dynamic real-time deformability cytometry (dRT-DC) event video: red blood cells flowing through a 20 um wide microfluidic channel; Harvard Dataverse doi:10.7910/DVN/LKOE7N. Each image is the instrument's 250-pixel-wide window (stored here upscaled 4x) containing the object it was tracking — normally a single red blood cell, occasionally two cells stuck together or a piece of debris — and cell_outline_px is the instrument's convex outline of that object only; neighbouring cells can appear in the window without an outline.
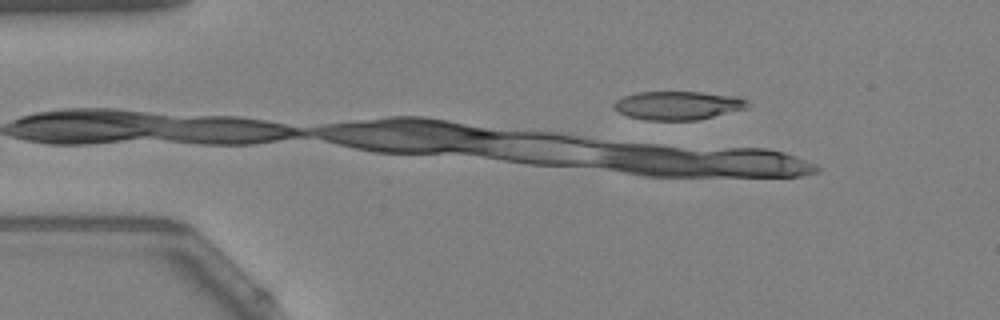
{"species": "Egyptian fruit bat (a non-hibernating species)", "species_latin": "Rousettus aegyptiacus", "temperature_condition": "warm", "stored_images_in_passage": 4, "camera_frame_rate_fps": 3000, "um_per_image_px": 0.085, "animal": {"sex": "female"}, "frame": {"image": 1, "passage_image": 3, "time_ms": 0.667, "image_size_px": [1000, 320], "cell_outline_px": [[748, 108], [700, 120], [644, 120], [628, 116], [612, 108], [612, 104], [616, 100], [624, 96], [636, 92], [700, 92], [732, 96], [748, 100]], "centroid_in_image_um": [57.6, 8.97], "position_along_channel_um": 27.4, "area_um2": 22.31}}